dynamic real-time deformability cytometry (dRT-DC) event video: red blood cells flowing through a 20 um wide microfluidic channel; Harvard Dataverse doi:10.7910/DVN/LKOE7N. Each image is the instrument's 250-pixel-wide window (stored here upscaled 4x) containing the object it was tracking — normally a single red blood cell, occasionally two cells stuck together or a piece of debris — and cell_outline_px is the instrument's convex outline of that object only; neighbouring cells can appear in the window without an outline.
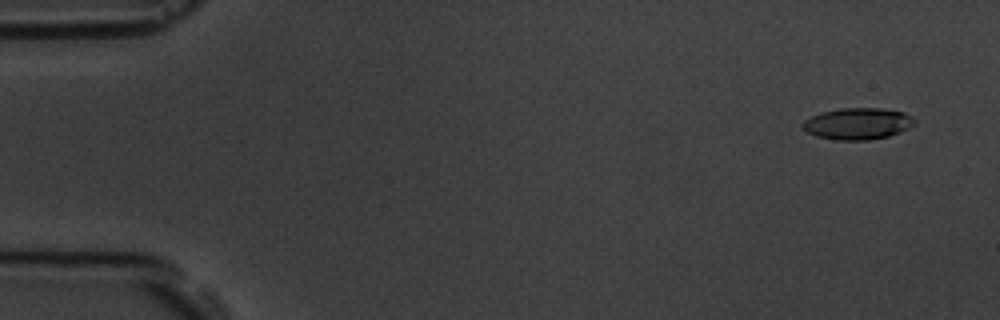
{"species": "common noctule bat (a hibernating species)", "species_latin": "Nyctalus noctula", "temperature_condition": "room temperature", "stored_images_in_passage": 57, "camera_frame_rate_fps": 3000, "um_per_image_px": 0.085, "animal": {"sex": "male", "body_mass_g": 19.5, "forearm_length_mm": 54.6}, "frame": {"image": 1, "passage_image": 4, "time_ms": 1.0, "image_size_px": [1000, 320], "cell_outline_px": [[916, 124], [900, 132], [888, 136], [868, 140], [836, 140], [816, 136], [808, 132], [800, 124], [804, 120], [812, 116], [824, 112], [840, 108], [880, 108], [904, 112], [912, 116], [916, 120]], "centroid_in_image_um": [72.93, 10.51], "position_along_channel_um": 12.1, "area_um2": 20.58}}
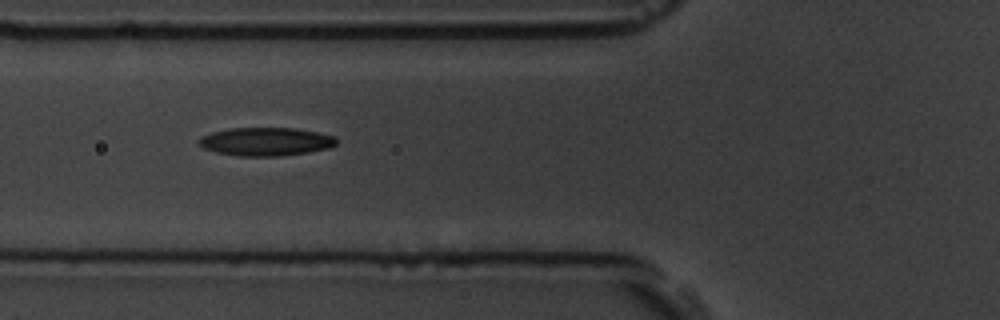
{"frame": {"image": 2, "passage_image": 22, "time_ms": 7.0, "image_size_px": [1000, 320], "cell_outline_px": [[336, 144], [328, 148], [308, 152], [280, 156], [240, 156], [216, 152], [204, 148], [200, 144], [200, 136], [212, 132], [228, 128], [296, 128], [336, 136]], "centroid_in_image_um": [22.6, 12.03], "position_along_channel_um": 103.2, "area_um2": 22.6}}
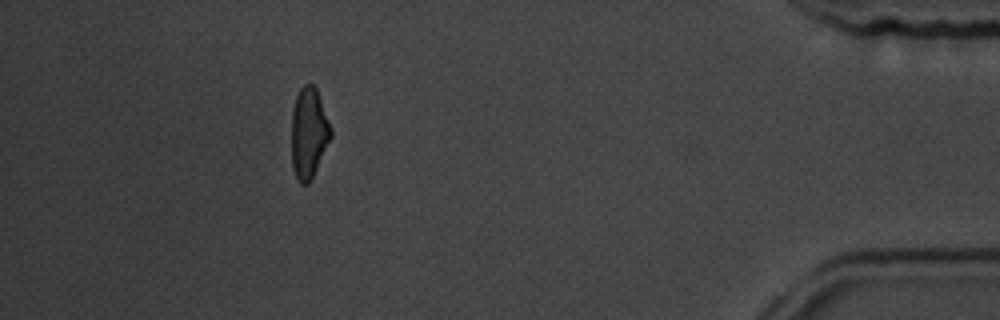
{"frame": {"image": 3, "passage_image": 52, "time_ms": 17.0, "image_size_px": [1000, 320], "cell_outline_px": [[332, 136], [308, 184], [300, 184], [292, 168], [292, 108], [296, 96], [300, 88], [304, 84], [312, 84], [316, 88], [332, 128]], "centroid_in_image_um": [26.24, 11.28], "position_along_channel_um": 409.0, "area_um2": 20.63}, "authors_computed_cell_mechanics": {"area_um2": 21.386, "velocity_mm_per_s": 3.6124, "shape_relaxation_time_tau1_ms": 4.7923, "shape_relaxation_time_tau2_ms": 5.5417, "deformation_change_tau1": 0.148, "deformation_change_tau2": 0.1424}}